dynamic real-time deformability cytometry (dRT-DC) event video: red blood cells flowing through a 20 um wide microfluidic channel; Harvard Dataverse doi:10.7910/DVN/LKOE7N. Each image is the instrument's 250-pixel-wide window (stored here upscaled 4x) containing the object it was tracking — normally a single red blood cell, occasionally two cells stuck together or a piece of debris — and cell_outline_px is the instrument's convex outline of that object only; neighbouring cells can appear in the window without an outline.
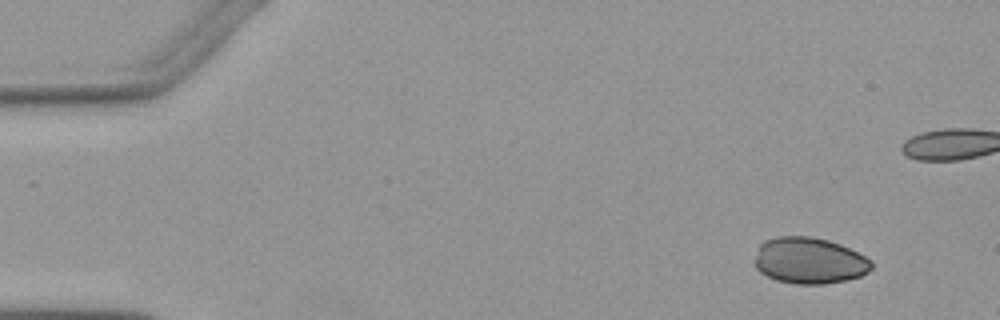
{"species": "Egyptian fruit bat (a non-hibernating species)", "species_latin": "Rousettus aegyptiacus", "temperature_condition": "warm", "stored_images_in_passage": 2, "segment_of_instrument_passage": [2, 2], "camera_frame_rate_fps": 3000, "um_per_image_px": 0.085, "animal": {"sex": "female"}, "frame": {"image": 1, "passage_image": 2, "time_ms": 2.0, "image_size_px": [1000, 320], "cell_outline_px": [[872, 268], [860, 276], [844, 280], [824, 284], [796, 284], [776, 280], [760, 272], [756, 268], [756, 256], [760, 244], [764, 240], [776, 236], [812, 236], [828, 240], [840, 244], [872, 260]], "centroid_in_image_um": [68.78, 22.14], "position_along_channel_um": 16.2, "area_um2": 31.39}}